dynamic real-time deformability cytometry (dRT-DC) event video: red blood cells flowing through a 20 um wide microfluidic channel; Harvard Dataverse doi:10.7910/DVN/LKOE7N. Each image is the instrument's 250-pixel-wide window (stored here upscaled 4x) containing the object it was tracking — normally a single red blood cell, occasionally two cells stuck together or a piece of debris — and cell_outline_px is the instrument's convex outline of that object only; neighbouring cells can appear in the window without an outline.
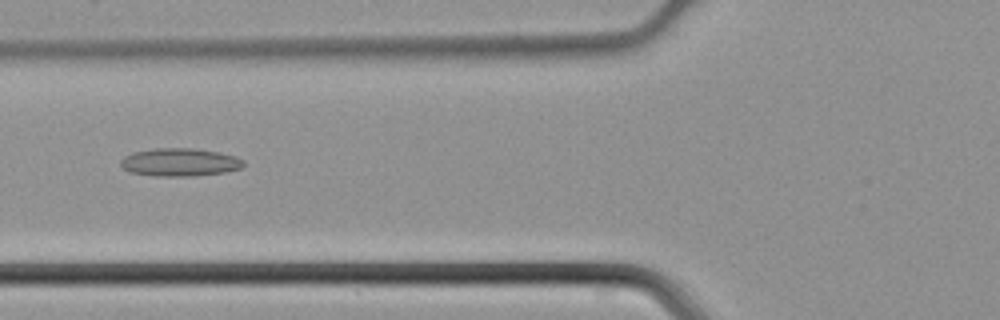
{"species": "common noctule bat (a hibernating species)", "species_latin": "Nyctalus noctula", "temperature_condition": "cold", "stored_images_in_passage": 46, "camera_frame_rate_fps": 3000, "um_per_image_px": 0.085, "animal": {"sex": "male", "body_mass_g": 21.5, "forearm_length_mm": 52.0}, "frame": {"image": 1, "passage_image": 18, "time_ms": 5.667, "image_size_px": [1000, 320], "cell_outline_px": [[244, 164], [240, 168], [224, 172], [192, 176], [156, 176], [128, 172], [120, 164], [120, 160], [124, 156], [132, 152], [152, 148], [196, 148], [220, 152], [236, 156], [244, 160]], "centroid_in_image_um": [15.26, 13.78], "position_along_channel_um": 110.5, "area_um2": 20.23}}
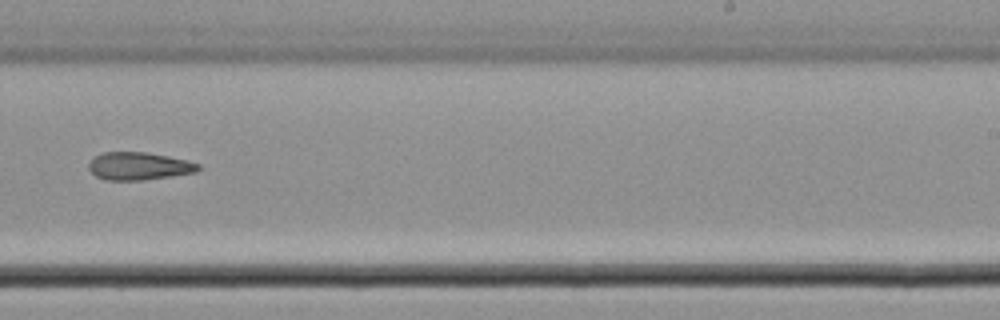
{"frame": {"image": 2, "passage_image": 29, "time_ms": 9.333, "image_size_px": [1000, 320], "cell_outline_px": [[200, 168], [196, 172], [172, 176], [144, 180], [104, 180], [96, 176], [88, 168], [88, 164], [96, 156], [104, 152], [144, 152], [168, 156], [188, 160], [200, 164]], "centroid_in_image_um": [11.82, 14.12], "position_along_channel_um": 277.2, "area_um2": 17.69}}
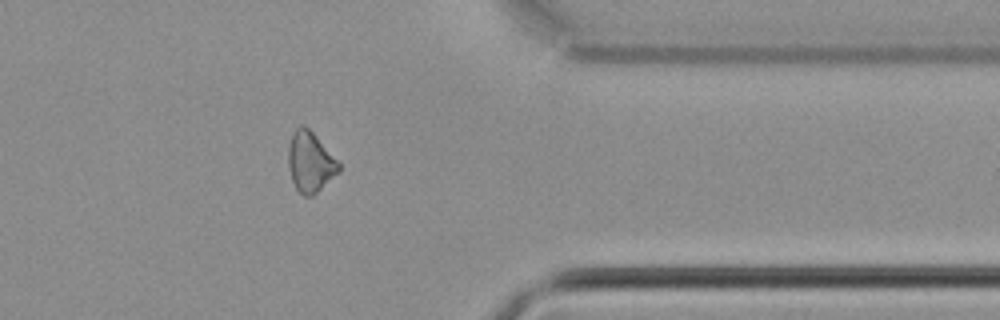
{"frame": {"image": 3, "passage_image": 37, "time_ms": 12.0, "image_size_px": [1000, 320], "cell_outline_px": [[340, 172], [312, 196], [304, 196], [296, 188], [292, 180], [288, 168], [288, 148], [292, 132], [300, 124], [304, 124], [312, 132], [340, 164]], "centroid_in_image_um": [26.35, 13.76], "position_along_channel_um": 385.1, "area_um2": 17.63}}